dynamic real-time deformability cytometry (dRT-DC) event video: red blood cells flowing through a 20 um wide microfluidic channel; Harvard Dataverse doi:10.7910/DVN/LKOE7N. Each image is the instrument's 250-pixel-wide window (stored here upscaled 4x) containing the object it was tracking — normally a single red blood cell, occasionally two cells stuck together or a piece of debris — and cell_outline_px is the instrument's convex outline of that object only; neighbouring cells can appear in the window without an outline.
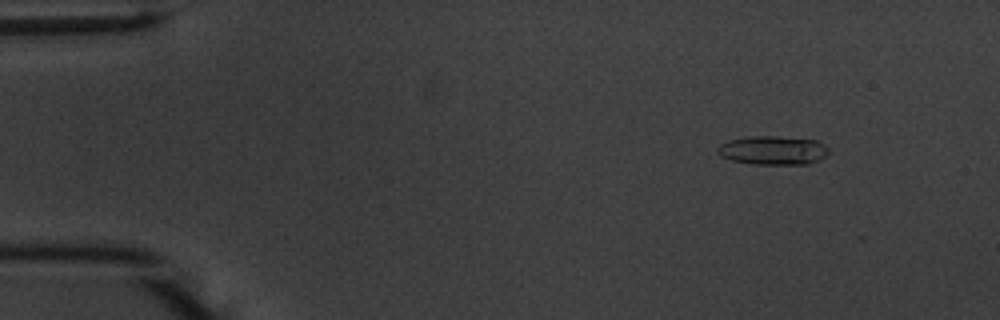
{"species": "common noctule bat (a hibernating species)", "species_latin": "Nyctalus noctula", "temperature_condition": "warm", "stored_images_in_passage": 49, "camera_frame_rate_fps": 3000, "um_per_image_px": 0.085, "animal": {"sex": "male", "body_mass_g": 20.1, "forearm_length_mm": 53.5}, "frame": {"image": 1, "passage_image": 1, "time_ms": 0.0, "image_size_px": [1000, 320], "cell_outline_px": [[828, 152], [820, 160], [808, 164], [756, 164], [732, 160], [716, 152], [716, 148], [720, 144], [728, 140], [748, 136], [776, 136], [816, 140], [824, 144], [828, 148]], "centroid_in_image_um": [65.7, 12.77], "position_along_channel_um": 19.3, "area_um2": 18.61}}
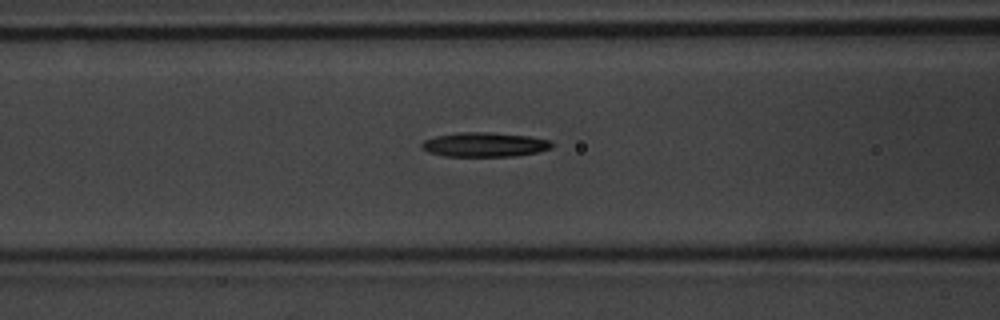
{"frame": {"image": 2, "passage_image": 17, "time_ms": 5.333, "image_size_px": [1000, 320], "cell_outline_px": [[552, 148], [540, 152], [516, 156], [444, 156], [428, 152], [420, 148], [420, 144], [424, 140], [436, 136], [460, 132], [488, 132], [528, 136], [552, 140]], "centroid_in_image_um": [41.2, 12.29], "position_along_channel_um": 125.4, "area_um2": 18.67}}
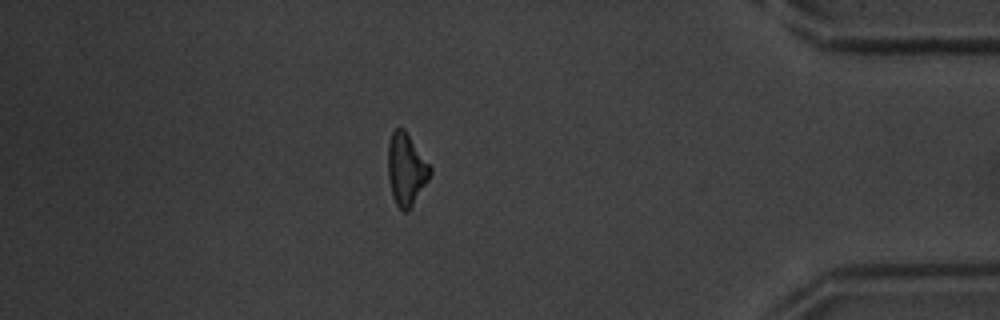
{"frame": {"image": 3, "passage_image": 42, "time_ms": 13.667, "image_size_px": [1000, 320], "cell_outline_px": [[432, 172], [428, 180], [408, 212], [404, 212], [396, 204], [392, 196], [388, 176], [388, 144], [392, 132], [396, 128], [404, 128], [432, 168]], "centroid_in_image_um": [34.52, 14.4], "position_along_channel_um": 400.7, "area_um2": 17.63}, "authors_computed_cell_mechanics": {"area_um2": 18.0914, "velocity_mm_per_s": 3.7474, "shape_relaxation_time_tau1_ms": 3.6226, "shape_relaxation_time_tau2_ms": null, "deformation_change_tau1": 0.1612, "deformation_change_tau2": null}}